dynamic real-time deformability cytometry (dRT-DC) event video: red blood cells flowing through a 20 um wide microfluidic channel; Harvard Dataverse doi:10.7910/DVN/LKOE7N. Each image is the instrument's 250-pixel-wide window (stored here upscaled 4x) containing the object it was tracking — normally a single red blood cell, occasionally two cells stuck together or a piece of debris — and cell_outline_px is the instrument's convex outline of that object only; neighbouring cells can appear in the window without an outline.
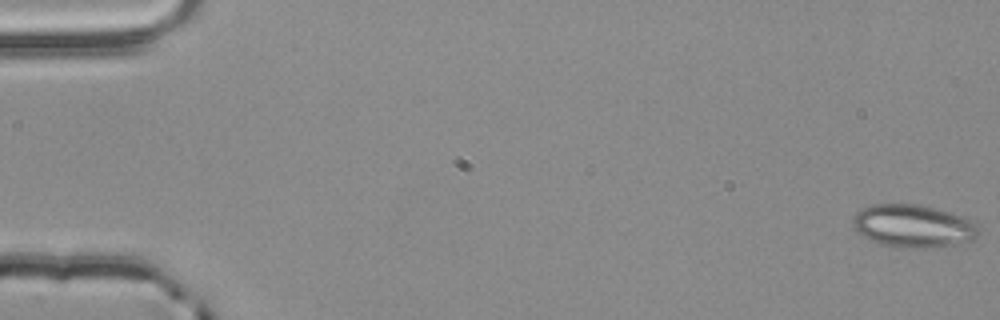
{"species": "common noctule bat (a hibernating species)", "species_latin": "Nyctalus noctula", "temperature_condition": "room temperature", "stored_images_in_passage": 3, "camera_frame_rate_fps": 3000, "um_per_image_px": 0.085, "animal": {"sex": "male", "body_mass_g": 20.4}, "frame": {"image": 1, "passage_image": 1, "time_ms": 0.0, "image_size_px": [1000, 320], "cell_outline_px": [[976, 236], [972, 240], [952, 244], [924, 248], [900, 248], [880, 244], [864, 236], [852, 224], [852, 220], [856, 212], [872, 204], [916, 204], [932, 208], [960, 216], [976, 224]], "centroid_in_image_um": [77.55, 19.21], "position_along_channel_um": 7.4, "area_um2": 30.58}}